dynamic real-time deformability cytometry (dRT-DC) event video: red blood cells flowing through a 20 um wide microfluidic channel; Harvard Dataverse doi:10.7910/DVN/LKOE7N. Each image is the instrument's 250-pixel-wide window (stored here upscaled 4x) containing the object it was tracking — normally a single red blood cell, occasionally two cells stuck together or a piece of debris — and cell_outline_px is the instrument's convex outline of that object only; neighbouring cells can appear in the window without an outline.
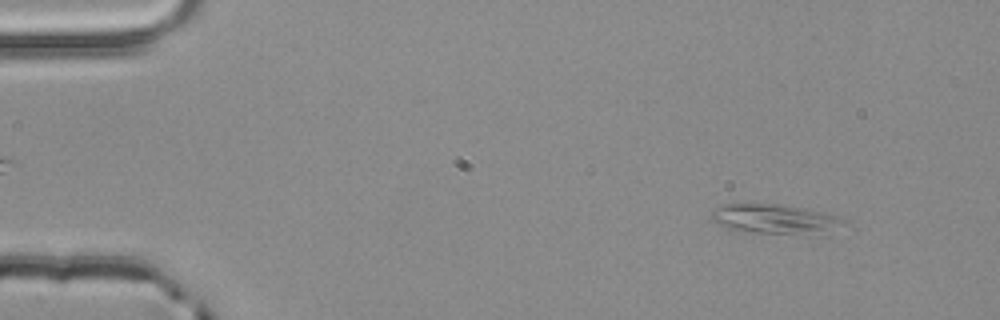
{"species": "common noctule bat (a hibernating species)", "species_latin": "Nyctalus noctula", "temperature_condition": "room temperature", "stored_images_in_passage": 5, "segment_of_instrument_passage": [2, 2], "camera_frame_rate_fps": 3000, "um_per_image_px": 0.085, "animal": {"sex": "male", "body_mass_g": 20.4}, "frame": {"image": 1, "passage_image": 5, "time_ms": 1.333, "image_size_px": [1000, 320], "cell_outline_px": [[856, 228], [820, 236], [808, 236], [756, 232], [728, 228], [712, 220], [708, 212], [712, 208], [720, 204], [776, 204], [804, 208], [824, 212], [840, 216], [848, 220]], "centroid_in_image_um": [66.19, 18.67], "position_along_channel_um": 18.8, "area_um2": 24.57}}